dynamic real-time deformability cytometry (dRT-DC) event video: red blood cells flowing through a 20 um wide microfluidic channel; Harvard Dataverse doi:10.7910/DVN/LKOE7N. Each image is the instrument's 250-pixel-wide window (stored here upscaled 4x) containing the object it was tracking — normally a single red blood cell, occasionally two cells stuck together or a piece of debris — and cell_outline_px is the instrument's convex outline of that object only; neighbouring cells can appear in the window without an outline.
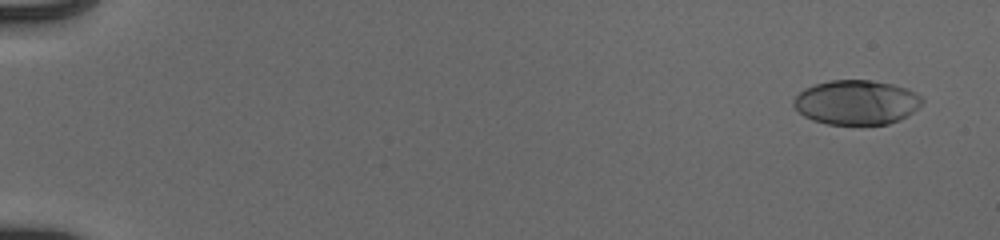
{"species": "human", "species_latin": "Homo sapiens", "temperature_condition": "cold", "stored_images_in_passage": 54, "camera_frame_rate_fps": 3000, "um_per_image_px": 0.085, "donor": {"sex": "male"}, "frame": {"image": 1, "passage_image": 3, "time_ms": 0.667, "image_size_px": [1000, 240], "cell_outline_px": [[924, 100], [912, 112], [900, 120], [888, 124], [828, 124], [812, 120], [804, 116], [792, 104], [792, 100], [804, 88], [828, 80], [872, 80], [892, 84], [908, 88], [916, 92]], "centroid_in_image_um": [72.79, 8.69], "position_along_channel_um": 12.2, "area_um2": 33.35}}
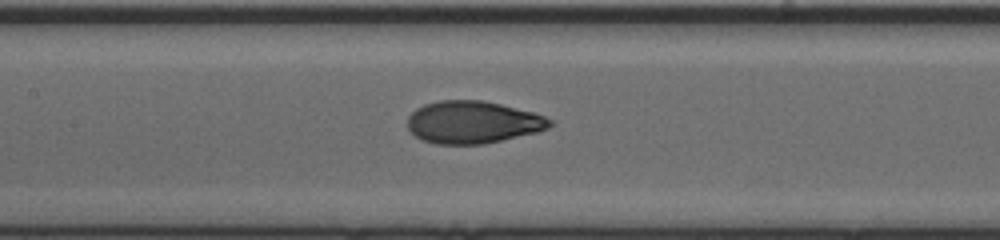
{"frame": {"image": 2, "passage_image": 28, "time_ms": 9.0, "image_size_px": [1000, 240], "cell_outline_px": [[556, 120], [548, 128], [536, 132], [484, 144], [436, 144], [424, 140], [416, 136], [408, 128], [408, 116], [416, 108], [424, 104], [440, 100], [484, 100], [532, 112]], "centroid_in_image_um": [40.19, 10.38], "position_along_channel_um": 167.2, "area_um2": 35.08}}
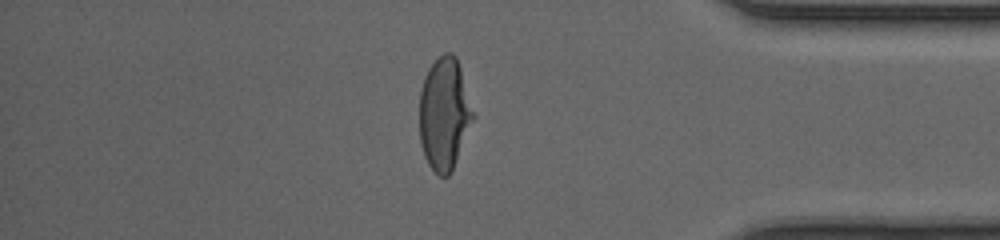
{"frame": {"image": 3, "passage_image": 47, "time_ms": 15.333, "image_size_px": [1000, 240], "cell_outline_px": [[476, 116], [452, 172], [448, 176], [440, 176], [428, 164], [424, 156], [420, 140], [420, 88], [424, 76], [428, 68], [444, 52], [452, 52], [456, 56]], "centroid_in_image_um": [37.79, 9.68], "position_along_channel_um": 397.4, "area_um2": 35.43}, "authors_computed_cell_mechanics": {"area_um2": 34.7667, "velocity_mm_per_s": 3.9616, "shape_relaxation_time_tau1_ms": 4.1179, "shape_relaxation_time_tau2_ms": 0.7761, "deformation_change_tau1": 0.2105, "deformation_change_tau2": 0.048}}